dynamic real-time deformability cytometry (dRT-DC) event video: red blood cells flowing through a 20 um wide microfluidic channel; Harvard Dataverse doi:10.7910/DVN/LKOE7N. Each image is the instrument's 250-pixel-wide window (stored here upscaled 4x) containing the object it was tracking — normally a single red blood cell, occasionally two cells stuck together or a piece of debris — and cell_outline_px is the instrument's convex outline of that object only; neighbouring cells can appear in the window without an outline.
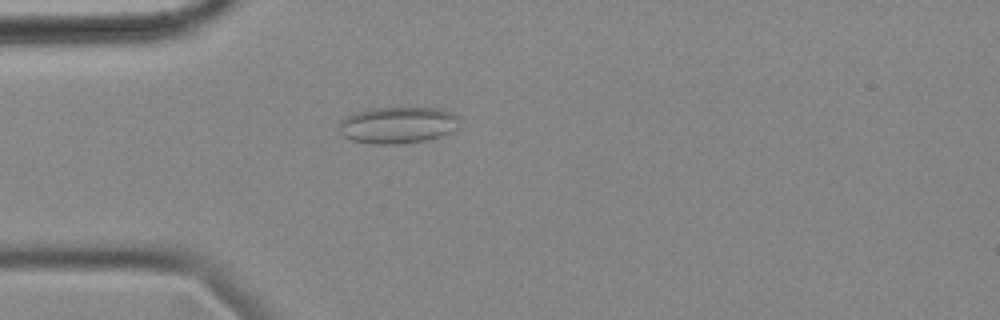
{"species": "common noctule bat (a hibernating species)", "species_latin": "Nyctalus noctula", "temperature_condition": "cold", "stored_images_in_passage": 56, "camera_frame_rate_fps": 3000, "um_per_image_px": 0.085, "animal": {"sex": "female", "body_mass_g": 18.4}, "frame": {"image": 1, "passage_image": 15, "time_ms": 4.667, "image_size_px": [1000, 320], "cell_outline_px": [[460, 128], [452, 132], [428, 140], [400, 144], [372, 144], [352, 140], [344, 136], [340, 132], [340, 120], [344, 116], [368, 108], [444, 108], [460, 116]], "centroid_in_image_um": [33.87, 10.62], "position_along_channel_um": 51.1, "area_um2": 26.24}}
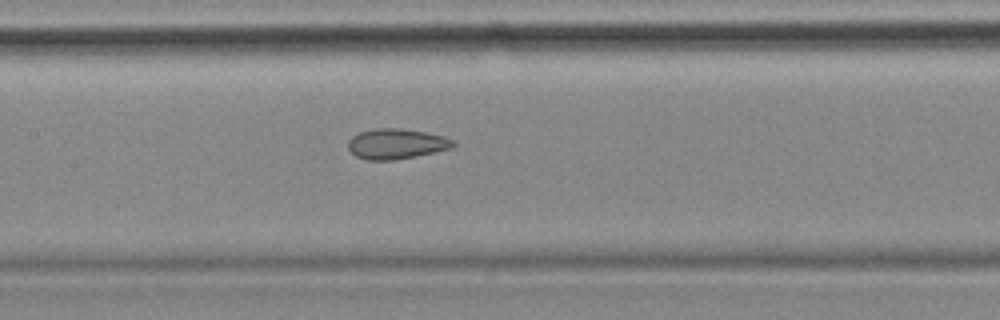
{"frame": {"image": 2, "passage_image": 26, "time_ms": 8.333, "image_size_px": [1000, 320], "cell_outline_px": [[456, 144], [452, 148], [416, 156], [392, 160], [368, 160], [356, 156], [348, 148], [348, 140], [352, 136], [360, 132], [376, 128], [400, 128], [424, 132], [444, 136], [452, 140]], "centroid_in_image_um": [33.68, 12.22], "position_along_channel_um": 173.7, "area_um2": 18.44}}
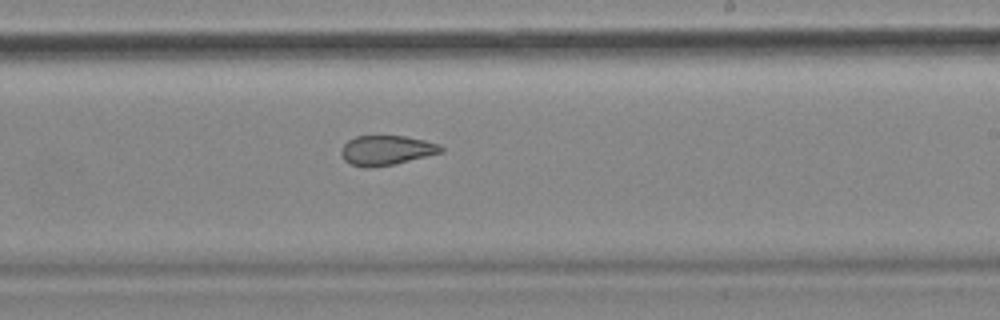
{"frame": {"image": 3, "passage_image": 33, "time_ms": 10.667, "image_size_px": [1000, 320], "cell_outline_px": [[444, 152], [392, 164], [372, 168], [364, 168], [352, 164], [344, 160], [340, 152], [340, 148], [348, 140], [356, 136], [404, 136], [424, 140], [440, 144], [444, 148]], "centroid_in_image_um": [32.83, 12.77], "position_along_channel_um": 256.2, "area_um2": 17.28}, "authors_computed_cell_mechanics": {"area_um2": 21.7328, "velocity_mm_per_s": 3.5543, "shape_relaxation_time_tau1_ms": null, "shape_relaxation_time_tau2_ms": 1.9752, "deformation_change_tau1": null, "deformation_change_tau2": 0.0773}}